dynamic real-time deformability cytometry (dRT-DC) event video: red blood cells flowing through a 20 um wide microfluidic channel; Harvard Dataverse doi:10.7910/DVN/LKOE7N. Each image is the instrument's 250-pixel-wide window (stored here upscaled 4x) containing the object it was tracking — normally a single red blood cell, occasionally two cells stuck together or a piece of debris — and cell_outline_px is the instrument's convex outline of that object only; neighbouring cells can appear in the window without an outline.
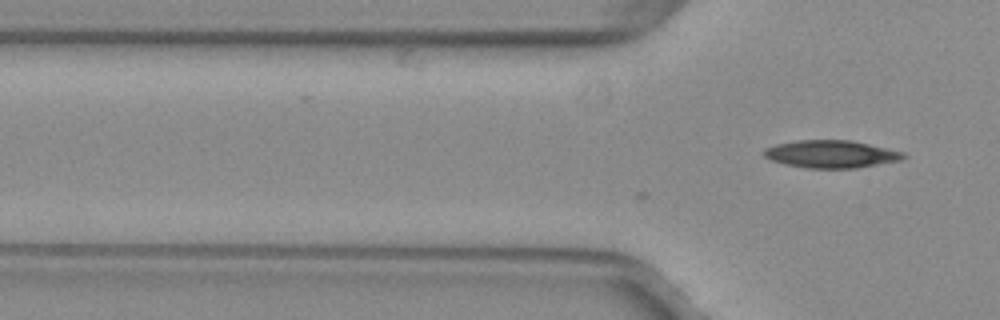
{"species": "common noctule bat (a hibernating species)", "species_latin": "Nyctalus noctula", "temperature_condition": "warm", "stored_images_in_passage": 3, "camera_frame_rate_fps": 3000, "um_per_image_px": 0.085, "animal": {"sex": "female", "body_mass_g": 29.2, "forearm_length_mm": 56.3}, "frame": {"image": 1, "passage_image": 3, "time_ms": 0.667, "image_size_px": [1000, 320], "cell_outline_px": [[908, 156], [900, 160], [856, 168], [804, 168], [784, 164], [772, 160], [764, 156], [764, 148], [776, 144], [800, 140], [852, 140], [904, 152]], "centroid_in_image_um": [70.65, 13.1], "position_along_channel_um": 55.2, "area_um2": 22.37}}